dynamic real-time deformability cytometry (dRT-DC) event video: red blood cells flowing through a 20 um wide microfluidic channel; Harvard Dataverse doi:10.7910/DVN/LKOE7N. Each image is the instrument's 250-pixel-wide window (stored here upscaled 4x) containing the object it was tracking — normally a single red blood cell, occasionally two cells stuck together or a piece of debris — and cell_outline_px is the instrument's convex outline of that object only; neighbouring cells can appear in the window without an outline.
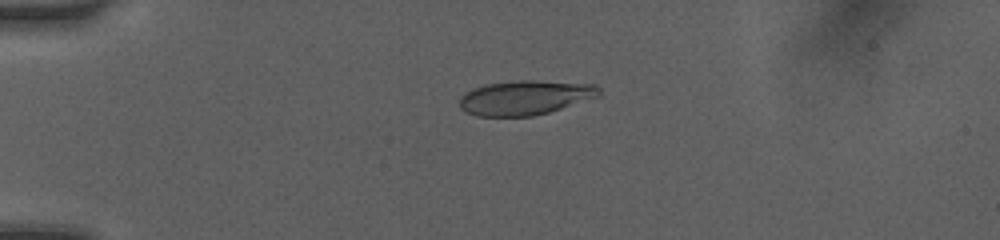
{"species": "human", "species_latin": "Homo sapiens", "temperature_condition": "room temperature", "stored_images_in_passage": 10, "camera_frame_rate_fps": 3000, "um_per_image_px": 0.085, "donor": {"sex": "female"}, "frame": {"image": 1, "passage_image": 5, "time_ms": 3.333, "image_size_px": [1000, 240], "cell_outline_px": [[600, 96], [548, 112], [532, 116], [476, 116], [464, 112], [460, 108], [460, 96], [476, 88], [488, 84], [520, 80], [532, 80], [596, 84], [600, 88]], "centroid_in_image_um": [44.65, 8.3], "position_along_channel_um": 40.3, "area_um2": 27.86}}
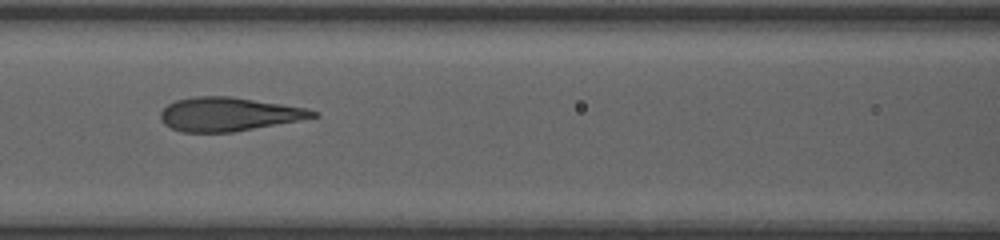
{"frame": {"image": 2, "passage_image": 9, "time_ms": 7.0, "image_size_px": [1000, 240], "cell_outline_px": [[320, 116], [232, 132], [180, 132], [164, 124], [160, 120], [160, 112], [168, 104], [176, 100], [192, 96], [232, 96], [304, 108], [320, 112]], "centroid_in_image_um": [19.39, 9.7], "position_along_channel_um": 147.2, "area_um2": 29.77}}